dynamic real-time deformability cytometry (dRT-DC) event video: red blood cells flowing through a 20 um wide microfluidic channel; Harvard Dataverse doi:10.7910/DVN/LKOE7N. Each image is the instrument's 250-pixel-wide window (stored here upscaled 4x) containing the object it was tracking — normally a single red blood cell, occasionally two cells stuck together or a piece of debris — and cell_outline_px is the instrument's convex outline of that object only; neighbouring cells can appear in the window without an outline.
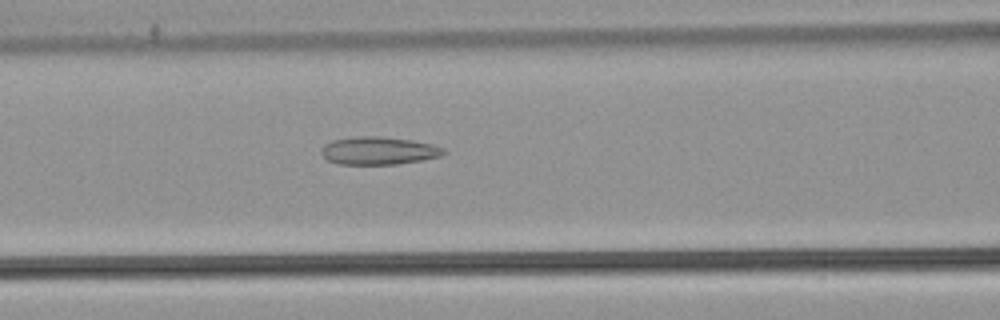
{"species": "common noctule bat (a hibernating species)", "species_latin": "Nyctalus noctula", "temperature_condition": "warm", "stored_images_in_passage": 46, "camera_frame_rate_fps": 3000, "um_per_image_px": 0.085, "animal": {"sex": "male", "body_mass_g": 21.5, "forearm_length_mm": 52.0}, "frame": {"image": 1, "passage_image": 16, "time_ms": 5.0, "image_size_px": [1000, 320], "cell_outline_px": [[448, 152], [440, 156], [424, 160], [396, 164], [340, 164], [328, 160], [320, 152], [320, 148], [324, 144], [332, 140], [356, 136], [380, 136], [412, 140], [432, 144], [444, 148]], "centroid_in_image_um": [32.19, 12.8], "position_along_channel_um": 134.4, "area_um2": 20.0}}
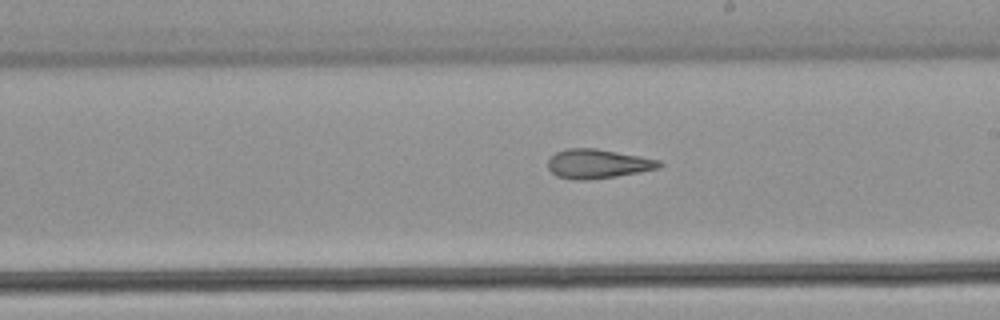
{"frame": {"image": 2, "passage_image": 24, "time_ms": 7.667, "image_size_px": [1000, 320], "cell_outline_px": [[664, 164], [660, 168], [616, 176], [584, 180], [572, 180], [556, 176], [548, 168], [548, 160], [556, 152], [568, 148], [596, 148], [660, 160]], "centroid_in_image_um": [50.8, 13.92], "position_along_channel_um": 238.2, "area_um2": 18.9}}
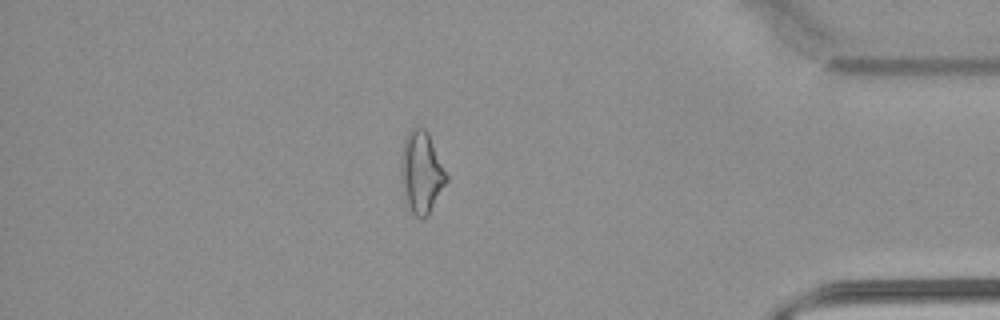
{"frame": {"image": 3, "passage_image": 39, "time_ms": 12.667, "image_size_px": [1000, 320], "cell_outline_px": [[448, 180], [428, 216], [416, 216], [408, 212], [404, 200], [400, 176], [400, 156], [404, 140], [408, 132], [412, 128], [424, 128], [428, 132], [448, 176]], "centroid_in_image_um": [35.79, 14.68], "position_along_channel_um": 399.4, "area_um2": 22.02}, "authors_computed_cell_mechanics": {"area_um2": 20.4901, "velocity_mm_per_s": 3.9039, "shape_relaxation_time_tau1_ms": null, "shape_relaxation_time_tau2_ms": 3.4751, "deformation_change_tau1": null, "deformation_change_tau2": 0.1397}}